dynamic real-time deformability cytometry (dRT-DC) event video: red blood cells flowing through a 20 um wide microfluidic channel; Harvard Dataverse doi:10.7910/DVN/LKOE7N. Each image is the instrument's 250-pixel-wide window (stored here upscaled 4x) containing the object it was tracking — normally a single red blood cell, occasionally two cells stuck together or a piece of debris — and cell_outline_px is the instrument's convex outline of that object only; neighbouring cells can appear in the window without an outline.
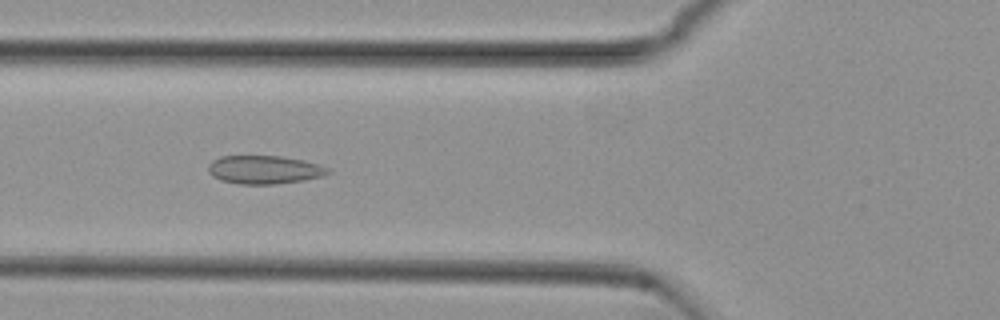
{"species": "common noctule bat (a hibernating species)", "species_latin": "Nyctalus noctula", "temperature_condition": "cold", "stored_images_in_passage": 31, "camera_frame_rate_fps": 3000, "um_per_image_px": 0.085, "animal": {"sex": "female", "body_mass_g": 29.2, "forearm_length_mm": 56.3}, "frame": {"image": 1, "passage_image": 5, "time_ms": 1.333, "image_size_px": [1000, 320], "cell_outline_px": [[332, 172], [324, 176], [304, 180], [276, 184], [240, 184], [220, 180], [212, 176], [208, 172], [208, 164], [212, 160], [220, 156], [280, 156], [304, 160], [328, 168]], "centroid_in_image_um": [22.45, 14.43], "position_along_channel_um": 103.4, "area_um2": 19.88}}
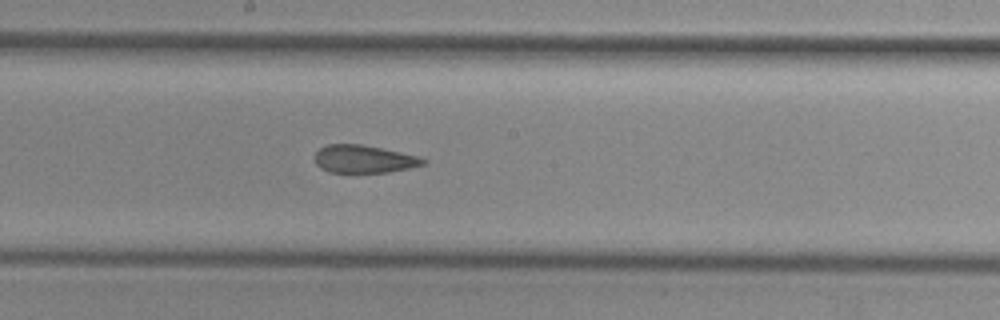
{"frame": {"image": 2, "passage_image": 14, "time_ms": 4.333, "image_size_px": [1000, 320], "cell_outline_px": [[428, 160], [424, 164], [408, 168], [388, 172], [328, 172], [320, 168], [316, 164], [312, 156], [320, 148], [328, 144], [360, 144], [400, 152], [416, 156]], "centroid_in_image_um": [30.86, 13.52], "position_along_channel_um": 217.3, "area_um2": 17.46}}
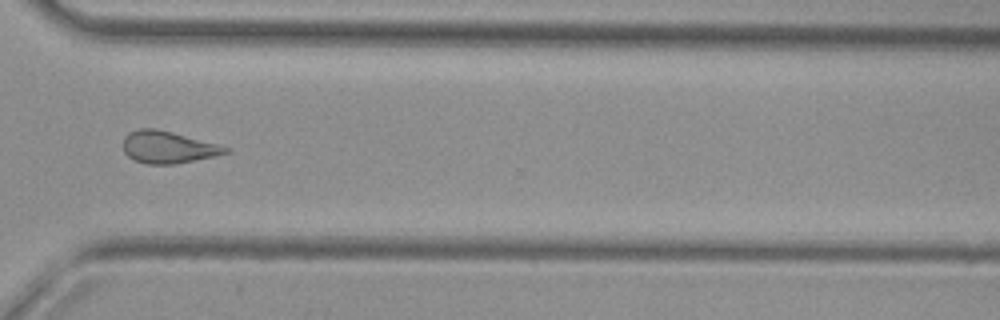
{"frame": {"image": 3, "passage_image": 25, "time_ms": 8.0, "image_size_px": [1000, 320], "cell_outline_px": [[232, 148], [228, 152], [212, 156], [176, 164], [148, 164], [136, 160], [128, 156], [124, 152], [124, 136], [128, 132], [140, 128], [156, 128], [220, 144]], "centroid_in_image_um": [14.28, 12.5], "position_along_channel_um": 356.3, "area_um2": 19.07}, "authors_computed_cell_mechanics": {"area_um2": 19.074, "velocity_mm_per_s": 3.7933, "shape_relaxation_time_tau1_ms": null, "shape_relaxation_time_tau2_ms": 2.4948, "deformation_change_tau1": null, "deformation_change_tau2": 0.0857}}